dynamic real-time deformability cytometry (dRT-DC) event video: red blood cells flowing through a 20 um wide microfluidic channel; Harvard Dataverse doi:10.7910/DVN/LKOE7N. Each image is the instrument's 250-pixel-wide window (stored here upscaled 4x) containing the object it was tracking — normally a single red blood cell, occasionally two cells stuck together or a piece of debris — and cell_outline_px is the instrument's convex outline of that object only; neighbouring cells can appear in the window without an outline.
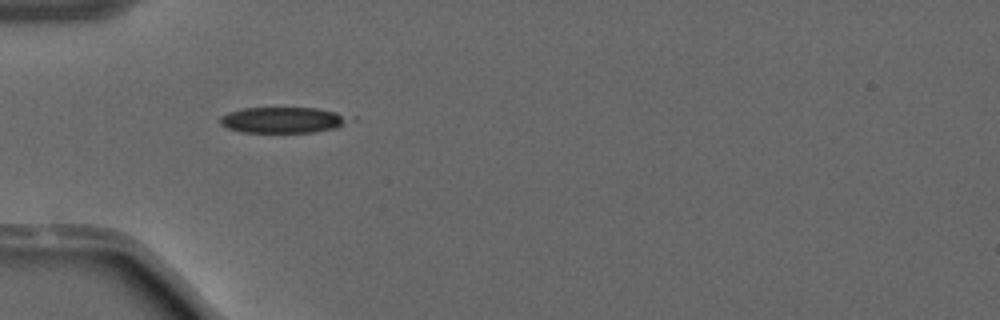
{"species": "common noctule bat (a hibernating species)", "species_latin": "Nyctalus noctula", "temperature_condition": "warm", "stored_images_in_passage": 7, "camera_frame_rate_fps": 3000, "um_per_image_px": 0.085, "animal": {"sex": "male", "forearm_length_mm": 52.5}, "frame": {"image": 1, "passage_image": 1, "time_ms": 0.0, "image_size_px": [1000, 320], "cell_outline_px": [[356, 120], [336, 128], [312, 132], [244, 132], [228, 128], [220, 124], [220, 116], [228, 112], [240, 108], [316, 108], [356, 116]], "centroid_in_image_um": [24.14, 10.19], "position_along_channel_um": 60.9, "area_um2": 19.83}}
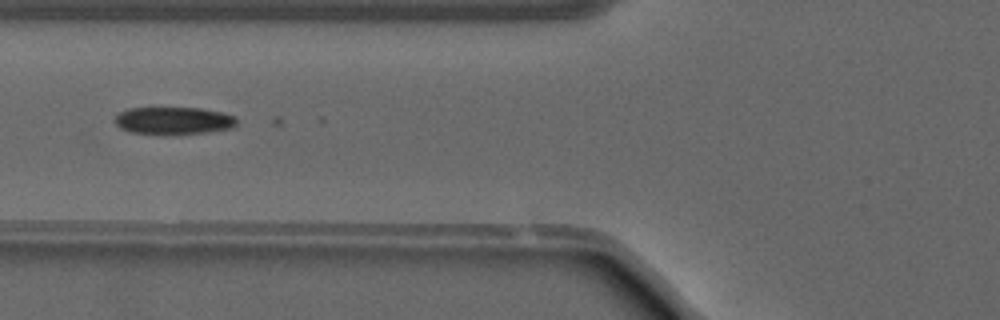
{"frame": {"image": 2, "passage_image": 5, "time_ms": 1.333, "image_size_px": [1000, 320], "cell_outline_px": [[236, 124], [232, 128], [208, 132], [132, 132], [120, 128], [112, 120], [120, 112], [128, 108], [200, 108], [220, 112], [236, 116]], "centroid_in_image_um": [14.75, 10.22], "position_along_channel_um": 111.0, "area_um2": 18.79}}